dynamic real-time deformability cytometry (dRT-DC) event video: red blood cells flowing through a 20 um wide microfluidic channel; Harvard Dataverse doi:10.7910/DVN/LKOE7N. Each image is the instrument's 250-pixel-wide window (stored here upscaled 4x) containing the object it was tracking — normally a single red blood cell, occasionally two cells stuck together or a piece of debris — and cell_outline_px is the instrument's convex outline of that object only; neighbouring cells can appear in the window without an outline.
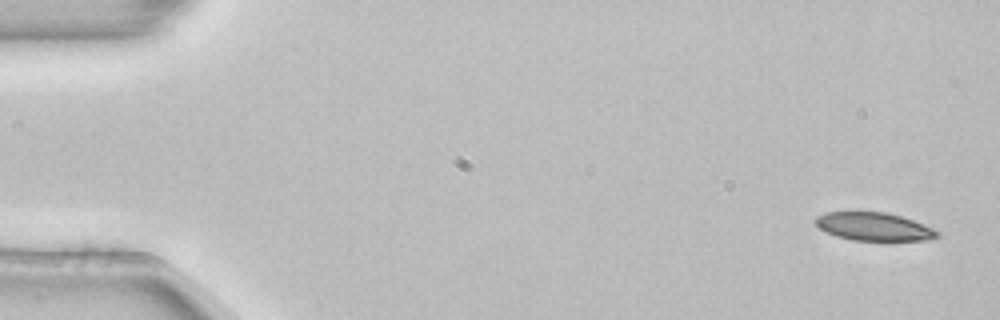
{"species": "common noctule bat (a hibernating species)", "species_latin": "Nyctalus noctula", "temperature_condition": "room temperature", "stored_images_in_passage": 5, "camera_frame_rate_fps": 3000, "um_per_image_px": 0.085, "animal": {"sex": "female", "body_mass_g": 22.7, "forearm_length_mm": 54.2}, "frame": {"image": 1, "passage_image": 1, "time_ms": 0.0, "image_size_px": [1000, 320], "cell_outline_px": [[940, 236], [928, 240], [852, 240], [836, 236], [820, 228], [812, 220], [816, 216], [824, 212], [888, 212], [912, 220], [932, 228], [940, 232]], "centroid_in_image_um": [74.26, 19.25], "position_along_channel_um": 10.7, "area_um2": 19.88}}
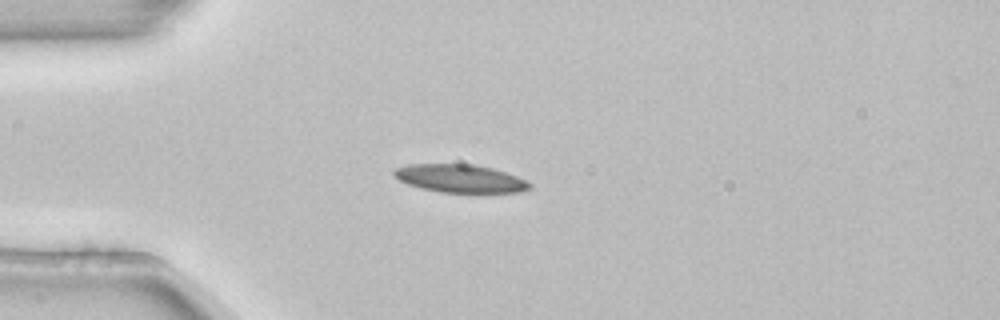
{"frame": {"image": 2, "passage_image": 4, "time_ms": 1.0, "image_size_px": [1000, 320], "cell_outline_px": [[532, 188], [520, 192], [480, 196], [472, 196], [440, 192], [420, 188], [408, 184], [400, 180], [392, 172], [396, 168], [408, 164], [476, 164], [492, 168], [516, 176], [532, 184]], "centroid_in_image_um": [39.2, 15.24], "position_along_channel_um": 45.8, "area_um2": 23.29}}
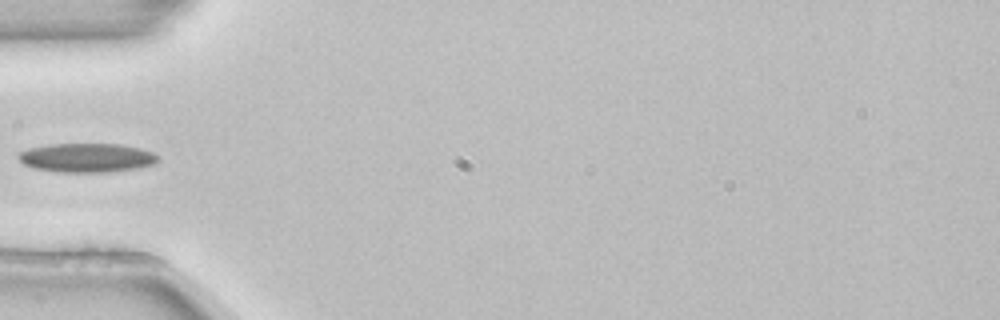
{"frame": {"image": 3, "passage_image": 5, "time_ms": 1.333, "image_size_px": [1000, 320], "cell_outline_px": [[160, 160], [156, 164], [136, 168], [108, 172], [60, 172], [32, 168], [24, 164], [16, 156], [20, 152], [28, 148], [48, 144], [120, 144], [140, 148], [152, 152], [160, 156]], "centroid_in_image_um": [7.39, 13.41], "position_along_channel_um": 77.6, "area_um2": 23.81}}